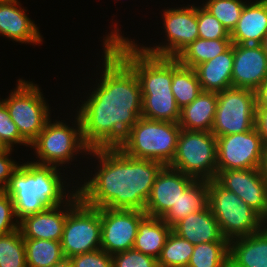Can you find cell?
<instances>
[{"label":"cell","mask_w":267,"mask_h":267,"mask_svg":"<svg viewBox=\"0 0 267 267\" xmlns=\"http://www.w3.org/2000/svg\"><path fill=\"white\" fill-rule=\"evenodd\" d=\"M101 81L77 110L86 146L118 148L142 117V92L132 68L106 43Z\"/></svg>","instance_id":"obj_1"},{"label":"cell","mask_w":267,"mask_h":267,"mask_svg":"<svg viewBox=\"0 0 267 267\" xmlns=\"http://www.w3.org/2000/svg\"><path fill=\"white\" fill-rule=\"evenodd\" d=\"M87 154L99 160L98 172L76 190L81 200L94 208L144 211L155 179L164 165L136 159L119 148H97Z\"/></svg>","instance_id":"obj_2"},{"label":"cell","mask_w":267,"mask_h":267,"mask_svg":"<svg viewBox=\"0 0 267 267\" xmlns=\"http://www.w3.org/2000/svg\"><path fill=\"white\" fill-rule=\"evenodd\" d=\"M106 37L104 42L132 68L138 77L143 98L142 117L178 123L180 108L171 90L172 57H158L145 53L135 41L121 36L117 28Z\"/></svg>","instance_id":"obj_3"},{"label":"cell","mask_w":267,"mask_h":267,"mask_svg":"<svg viewBox=\"0 0 267 267\" xmlns=\"http://www.w3.org/2000/svg\"><path fill=\"white\" fill-rule=\"evenodd\" d=\"M57 169L53 165H40L30 161L20 164L12 173L4 191L12 198L18 222L47 207L64 204L75 194L77 190L66 193L62 173Z\"/></svg>","instance_id":"obj_4"},{"label":"cell","mask_w":267,"mask_h":267,"mask_svg":"<svg viewBox=\"0 0 267 267\" xmlns=\"http://www.w3.org/2000/svg\"><path fill=\"white\" fill-rule=\"evenodd\" d=\"M180 130L175 122L140 117L118 148L132 158L149 159L169 166L176 153Z\"/></svg>","instance_id":"obj_5"},{"label":"cell","mask_w":267,"mask_h":267,"mask_svg":"<svg viewBox=\"0 0 267 267\" xmlns=\"http://www.w3.org/2000/svg\"><path fill=\"white\" fill-rule=\"evenodd\" d=\"M208 207L229 242L254 234L267 224L257 211L215 179L208 181Z\"/></svg>","instance_id":"obj_6"},{"label":"cell","mask_w":267,"mask_h":267,"mask_svg":"<svg viewBox=\"0 0 267 267\" xmlns=\"http://www.w3.org/2000/svg\"><path fill=\"white\" fill-rule=\"evenodd\" d=\"M169 167L195 180L217 175V138L208 131L180 130L175 156Z\"/></svg>","instance_id":"obj_7"},{"label":"cell","mask_w":267,"mask_h":267,"mask_svg":"<svg viewBox=\"0 0 267 267\" xmlns=\"http://www.w3.org/2000/svg\"><path fill=\"white\" fill-rule=\"evenodd\" d=\"M37 84L18 79L17 87L5 104L9 117L18 127L20 136L30 145L50 119V109Z\"/></svg>","instance_id":"obj_8"},{"label":"cell","mask_w":267,"mask_h":267,"mask_svg":"<svg viewBox=\"0 0 267 267\" xmlns=\"http://www.w3.org/2000/svg\"><path fill=\"white\" fill-rule=\"evenodd\" d=\"M75 119L76 124L73 127L57 120L53 123L50 119L47 121L43 130L30 144L39 158L38 162L34 163L59 167L70 160L72 162L74 153L90 151L84 143L81 121L77 114Z\"/></svg>","instance_id":"obj_9"},{"label":"cell","mask_w":267,"mask_h":267,"mask_svg":"<svg viewBox=\"0 0 267 267\" xmlns=\"http://www.w3.org/2000/svg\"><path fill=\"white\" fill-rule=\"evenodd\" d=\"M254 90L231 87L217 92V106L211 133L215 137L243 133L255 127Z\"/></svg>","instance_id":"obj_10"},{"label":"cell","mask_w":267,"mask_h":267,"mask_svg":"<svg viewBox=\"0 0 267 267\" xmlns=\"http://www.w3.org/2000/svg\"><path fill=\"white\" fill-rule=\"evenodd\" d=\"M60 242L65 258L101 249V208L80 200L67 215Z\"/></svg>","instance_id":"obj_11"},{"label":"cell","mask_w":267,"mask_h":267,"mask_svg":"<svg viewBox=\"0 0 267 267\" xmlns=\"http://www.w3.org/2000/svg\"><path fill=\"white\" fill-rule=\"evenodd\" d=\"M217 138V173L259 168L264 144L257 129Z\"/></svg>","instance_id":"obj_12"},{"label":"cell","mask_w":267,"mask_h":267,"mask_svg":"<svg viewBox=\"0 0 267 267\" xmlns=\"http://www.w3.org/2000/svg\"><path fill=\"white\" fill-rule=\"evenodd\" d=\"M162 14L164 30L167 35L166 45L140 47L145 53L158 57L175 58L186 46L199 38L197 6L164 10Z\"/></svg>","instance_id":"obj_13"},{"label":"cell","mask_w":267,"mask_h":267,"mask_svg":"<svg viewBox=\"0 0 267 267\" xmlns=\"http://www.w3.org/2000/svg\"><path fill=\"white\" fill-rule=\"evenodd\" d=\"M146 215L135 209L101 208V249L110 255L132 249Z\"/></svg>","instance_id":"obj_14"},{"label":"cell","mask_w":267,"mask_h":267,"mask_svg":"<svg viewBox=\"0 0 267 267\" xmlns=\"http://www.w3.org/2000/svg\"><path fill=\"white\" fill-rule=\"evenodd\" d=\"M215 180L232 191L267 221V183L259 168L221 170Z\"/></svg>","instance_id":"obj_15"},{"label":"cell","mask_w":267,"mask_h":267,"mask_svg":"<svg viewBox=\"0 0 267 267\" xmlns=\"http://www.w3.org/2000/svg\"><path fill=\"white\" fill-rule=\"evenodd\" d=\"M194 180L181 171L164 166L155 179L144 212L148 216L163 218Z\"/></svg>","instance_id":"obj_16"},{"label":"cell","mask_w":267,"mask_h":267,"mask_svg":"<svg viewBox=\"0 0 267 267\" xmlns=\"http://www.w3.org/2000/svg\"><path fill=\"white\" fill-rule=\"evenodd\" d=\"M80 200V195L76 191L64 205L62 204L65 210L61 205H57L47 207L44 211L36 214L25 216L19 221V229L23 239L61 241L67 215Z\"/></svg>","instance_id":"obj_17"},{"label":"cell","mask_w":267,"mask_h":267,"mask_svg":"<svg viewBox=\"0 0 267 267\" xmlns=\"http://www.w3.org/2000/svg\"><path fill=\"white\" fill-rule=\"evenodd\" d=\"M267 77V55L260 44H234L232 87L256 90Z\"/></svg>","instance_id":"obj_18"},{"label":"cell","mask_w":267,"mask_h":267,"mask_svg":"<svg viewBox=\"0 0 267 267\" xmlns=\"http://www.w3.org/2000/svg\"><path fill=\"white\" fill-rule=\"evenodd\" d=\"M20 6L18 0L0 4V34L20 43H41L37 25Z\"/></svg>","instance_id":"obj_19"},{"label":"cell","mask_w":267,"mask_h":267,"mask_svg":"<svg viewBox=\"0 0 267 267\" xmlns=\"http://www.w3.org/2000/svg\"><path fill=\"white\" fill-rule=\"evenodd\" d=\"M249 3L230 33L232 44H261L267 34V0Z\"/></svg>","instance_id":"obj_20"},{"label":"cell","mask_w":267,"mask_h":267,"mask_svg":"<svg viewBox=\"0 0 267 267\" xmlns=\"http://www.w3.org/2000/svg\"><path fill=\"white\" fill-rule=\"evenodd\" d=\"M172 231L191 244L228 241L224 238L220 226L207 206L198 212L190 213L178 221Z\"/></svg>","instance_id":"obj_21"},{"label":"cell","mask_w":267,"mask_h":267,"mask_svg":"<svg viewBox=\"0 0 267 267\" xmlns=\"http://www.w3.org/2000/svg\"><path fill=\"white\" fill-rule=\"evenodd\" d=\"M229 267H267V224L254 234L229 242Z\"/></svg>","instance_id":"obj_22"},{"label":"cell","mask_w":267,"mask_h":267,"mask_svg":"<svg viewBox=\"0 0 267 267\" xmlns=\"http://www.w3.org/2000/svg\"><path fill=\"white\" fill-rule=\"evenodd\" d=\"M234 44L213 59L197 65L194 70L203 91L220 92L232 87Z\"/></svg>","instance_id":"obj_23"},{"label":"cell","mask_w":267,"mask_h":267,"mask_svg":"<svg viewBox=\"0 0 267 267\" xmlns=\"http://www.w3.org/2000/svg\"><path fill=\"white\" fill-rule=\"evenodd\" d=\"M216 106L217 92L202 91L192 103L180 110V128L211 132Z\"/></svg>","instance_id":"obj_24"},{"label":"cell","mask_w":267,"mask_h":267,"mask_svg":"<svg viewBox=\"0 0 267 267\" xmlns=\"http://www.w3.org/2000/svg\"><path fill=\"white\" fill-rule=\"evenodd\" d=\"M171 231L162 218L146 215L139 223L133 249L158 259Z\"/></svg>","instance_id":"obj_25"},{"label":"cell","mask_w":267,"mask_h":267,"mask_svg":"<svg viewBox=\"0 0 267 267\" xmlns=\"http://www.w3.org/2000/svg\"><path fill=\"white\" fill-rule=\"evenodd\" d=\"M208 206V181L194 180L162 218L171 228L190 213Z\"/></svg>","instance_id":"obj_26"},{"label":"cell","mask_w":267,"mask_h":267,"mask_svg":"<svg viewBox=\"0 0 267 267\" xmlns=\"http://www.w3.org/2000/svg\"><path fill=\"white\" fill-rule=\"evenodd\" d=\"M171 90L180 110L192 103L203 91L195 70L181 65L173 57Z\"/></svg>","instance_id":"obj_27"},{"label":"cell","mask_w":267,"mask_h":267,"mask_svg":"<svg viewBox=\"0 0 267 267\" xmlns=\"http://www.w3.org/2000/svg\"><path fill=\"white\" fill-rule=\"evenodd\" d=\"M232 45L231 38L201 39L197 38L186 46L175 58L183 66L195 68L225 52Z\"/></svg>","instance_id":"obj_28"},{"label":"cell","mask_w":267,"mask_h":267,"mask_svg":"<svg viewBox=\"0 0 267 267\" xmlns=\"http://www.w3.org/2000/svg\"><path fill=\"white\" fill-rule=\"evenodd\" d=\"M27 267H51L64 257L61 242L46 239H24Z\"/></svg>","instance_id":"obj_29"},{"label":"cell","mask_w":267,"mask_h":267,"mask_svg":"<svg viewBox=\"0 0 267 267\" xmlns=\"http://www.w3.org/2000/svg\"><path fill=\"white\" fill-rule=\"evenodd\" d=\"M187 267H229V241L195 244Z\"/></svg>","instance_id":"obj_30"},{"label":"cell","mask_w":267,"mask_h":267,"mask_svg":"<svg viewBox=\"0 0 267 267\" xmlns=\"http://www.w3.org/2000/svg\"><path fill=\"white\" fill-rule=\"evenodd\" d=\"M193 251L194 244L171 231L157 259L158 266L187 267Z\"/></svg>","instance_id":"obj_31"},{"label":"cell","mask_w":267,"mask_h":267,"mask_svg":"<svg viewBox=\"0 0 267 267\" xmlns=\"http://www.w3.org/2000/svg\"><path fill=\"white\" fill-rule=\"evenodd\" d=\"M0 267H27L21 230L0 236Z\"/></svg>","instance_id":"obj_32"},{"label":"cell","mask_w":267,"mask_h":267,"mask_svg":"<svg viewBox=\"0 0 267 267\" xmlns=\"http://www.w3.org/2000/svg\"><path fill=\"white\" fill-rule=\"evenodd\" d=\"M245 2L241 0H207L202 7L215 16L229 33L235 28Z\"/></svg>","instance_id":"obj_33"},{"label":"cell","mask_w":267,"mask_h":267,"mask_svg":"<svg viewBox=\"0 0 267 267\" xmlns=\"http://www.w3.org/2000/svg\"><path fill=\"white\" fill-rule=\"evenodd\" d=\"M198 36L201 39L230 38L223 24L202 6L197 7Z\"/></svg>","instance_id":"obj_34"},{"label":"cell","mask_w":267,"mask_h":267,"mask_svg":"<svg viewBox=\"0 0 267 267\" xmlns=\"http://www.w3.org/2000/svg\"><path fill=\"white\" fill-rule=\"evenodd\" d=\"M0 139L8 149L14 144L30 146L21 136L16 124L9 117L5 104L0 100Z\"/></svg>","instance_id":"obj_35"},{"label":"cell","mask_w":267,"mask_h":267,"mask_svg":"<svg viewBox=\"0 0 267 267\" xmlns=\"http://www.w3.org/2000/svg\"><path fill=\"white\" fill-rule=\"evenodd\" d=\"M113 267H159L158 260L135 249L112 255Z\"/></svg>","instance_id":"obj_36"},{"label":"cell","mask_w":267,"mask_h":267,"mask_svg":"<svg viewBox=\"0 0 267 267\" xmlns=\"http://www.w3.org/2000/svg\"><path fill=\"white\" fill-rule=\"evenodd\" d=\"M18 228L19 222L15 216L12 198L5 191H0V236L9 234Z\"/></svg>","instance_id":"obj_37"},{"label":"cell","mask_w":267,"mask_h":267,"mask_svg":"<svg viewBox=\"0 0 267 267\" xmlns=\"http://www.w3.org/2000/svg\"><path fill=\"white\" fill-rule=\"evenodd\" d=\"M73 267H113L112 255L97 249L69 258Z\"/></svg>","instance_id":"obj_38"},{"label":"cell","mask_w":267,"mask_h":267,"mask_svg":"<svg viewBox=\"0 0 267 267\" xmlns=\"http://www.w3.org/2000/svg\"><path fill=\"white\" fill-rule=\"evenodd\" d=\"M12 149L0 153V191H4L5 187L9 183L12 173L20 165L13 159H9Z\"/></svg>","instance_id":"obj_39"},{"label":"cell","mask_w":267,"mask_h":267,"mask_svg":"<svg viewBox=\"0 0 267 267\" xmlns=\"http://www.w3.org/2000/svg\"><path fill=\"white\" fill-rule=\"evenodd\" d=\"M255 128L261 136L264 146L267 145V108H256Z\"/></svg>","instance_id":"obj_40"},{"label":"cell","mask_w":267,"mask_h":267,"mask_svg":"<svg viewBox=\"0 0 267 267\" xmlns=\"http://www.w3.org/2000/svg\"><path fill=\"white\" fill-rule=\"evenodd\" d=\"M256 108H267V77L255 90Z\"/></svg>","instance_id":"obj_41"},{"label":"cell","mask_w":267,"mask_h":267,"mask_svg":"<svg viewBox=\"0 0 267 267\" xmlns=\"http://www.w3.org/2000/svg\"><path fill=\"white\" fill-rule=\"evenodd\" d=\"M259 171L263 176V179L267 183V145L263 148V154L259 166Z\"/></svg>","instance_id":"obj_42"},{"label":"cell","mask_w":267,"mask_h":267,"mask_svg":"<svg viewBox=\"0 0 267 267\" xmlns=\"http://www.w3.org/2000/svg\"><path fill=\"white\" fill-rule=\"evenodd\" d=\"M51 267H73V265L69 258H63L60 262Z\"/></svg>","instance_id":"obj_43"},{"label":"cell","mask_w":267,"mask_h":267,"mask_svg":"<svg viewBox=\"0 0 267 267\" xmlns=\"http://www.w3.org/2000/svg\"><path fill=\"white\" fill-rule=\"evenodd\" d=\"M263 48V51L265 52V54L267 55V34L264 37L262 43L260 44Z\"/></svg>","instance_id":"obj_44"},{"label":"cell","mask_w":267,"mask_h":267,"mask_svg":"<svg viewBox=\"0 0 267 267\" xmlns=\"http://www.w3.org/2000/svg\"><path fill=\"white\" fill-rule=\"evenodd\" d=\"M7 150H8V148L4 145V143L0 139V153H3Z\"/></svg>","instance_id":"obj_45"},{"label":"cell","mask_w":267,"mask_h":267,"mask_svg":"<svg viewBox=\"0 0 267 267\" xmlns=\"http://www.w3.org/2000/svg\"><path fill=\"white\" fill-rule=\"evenodd\" d=\"M11 1H13V0H0V4H2V3H7V2H11Z\"/></svg>","instance_id":"obj_46"}]
</instances>
